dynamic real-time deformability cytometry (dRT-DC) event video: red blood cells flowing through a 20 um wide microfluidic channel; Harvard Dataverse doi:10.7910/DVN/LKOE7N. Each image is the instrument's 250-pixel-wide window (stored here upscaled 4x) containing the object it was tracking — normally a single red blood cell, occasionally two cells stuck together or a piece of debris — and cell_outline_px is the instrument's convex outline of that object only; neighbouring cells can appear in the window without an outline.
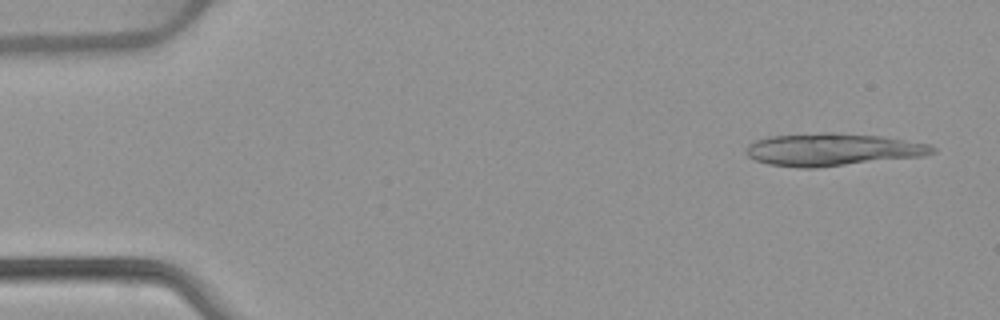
{"species": "common noctule bat (a hibernating species)", "species_latin": "Nyctalus noctula", "temperature_condition": "warm", "stored_images_in_passage": 18, "camera_frame_rate_fps": 3000, "um_per_image_px": 0.085, "animal": {"sex": "female", "body_mass_g": 22.7, "forearm_length_mm": 54.2}, "frame": {"image": 1, "passage_image": 2, "time_ms": 0.333, "image_size_px": [1000, 320], "cell_outline_px": [[936, 152], [924, 156], [816, 168], [800, 168], [768, 164], [756, 160], [748, 156], [744, 152], [748, 144], [756, 140], [768, 136], [824, 132], [832, 132], [880, 136], [928, 144], [936, 148]], "centroid_in_image_um": [70.73, 12.71], "position_along_channel_um": 14.3, "area_um2": 35.43}}